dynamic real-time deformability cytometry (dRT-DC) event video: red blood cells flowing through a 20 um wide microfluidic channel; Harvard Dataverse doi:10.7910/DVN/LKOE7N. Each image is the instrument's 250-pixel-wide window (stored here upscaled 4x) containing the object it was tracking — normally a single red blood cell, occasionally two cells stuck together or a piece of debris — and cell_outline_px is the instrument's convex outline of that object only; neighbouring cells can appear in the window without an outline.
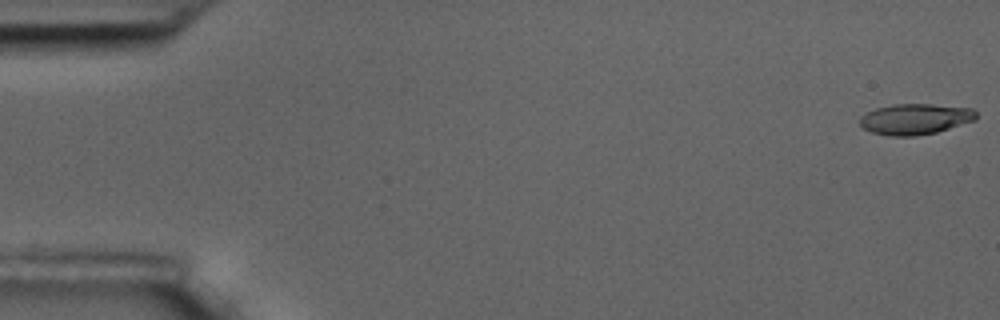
{"species": "common noctule bat (a hibernating species)", "species_latin": "Nyctalus noctula", "temperature_condition": "room temperature", "stored_images_in_passage": 57, "camera_frame_rate_fps": 3000, "um_per_image_px": 0.085, "animal": {"sex": "male", "body_mass_g": 17.5, "forearm_length_mm": 52.3}, "frame": {"image": 1, "passage_image": 1, "time_ms": 0.0, "image_size_px": [1000, 320], "cell_outline_px": [[976, 120], [936, 132], [916, 136], [888, 136], [872, 132], [864, 128], [860, 124], [860, 116], [876, 108], [892, 104], [932, 104], [972, 108], [976, 112]], "centroid_in_image_um": [77.79, 10.12], "position_along_channel_um": 7.2, "area_um2": 20.87}}
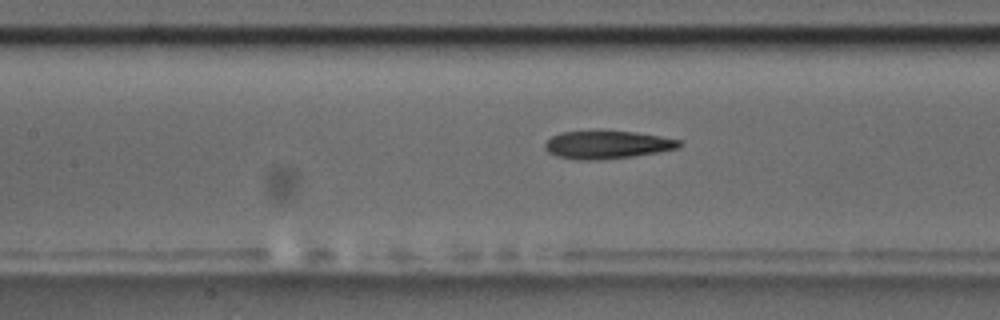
{"frame": {"image": 2, "passage_image": 26, "time_ms": 8.333, "image_size_px": [1000, 320], "cell_outline_px": [[684, 144], [680, 148], [660, 152], [632, 156], [596, 160], [576, 160], [556, 156], [548, 152], [544, 148], [544, 144], [552, 136], [560, 132], [636, 132], [660, 136], [680, 140]], "centroid_in_image_um": [51.64, 12.32], "position_along_channel_um": 155.8, "area_um2": 21.73}}
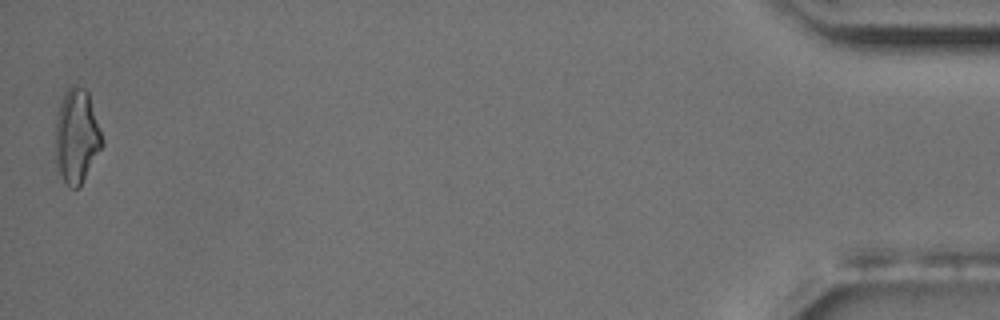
{"frame": {"image": 3, "passage_image": 57, "time_ms": 18.667, "image_size_px": [1000, 320], "cell_outline_px": [[104, 144], [80, 184], [76, 188], [68, 188], [56, 164], [56, 116], [60, 104], [68, 88], [72, 84], [76, 84], [84, 88], [88, 92], [104, 140]], "centroid_in_image_um": [6.53, 11.55], "position_along_channel_um": 428.7, "area_um2": 25.32}, "authors_computed_cell_mechanics": {"area_um2": 21.7328, "velocity_mm_per_s": 3.5366, "shape_relaxation_time_tau1_ms": 7.8111, "shape_relaxation_time_tau2_ms": 2.7295, "deformation_change_tau1": 0.2367, "deformation_change_tau2": 0.1387}}